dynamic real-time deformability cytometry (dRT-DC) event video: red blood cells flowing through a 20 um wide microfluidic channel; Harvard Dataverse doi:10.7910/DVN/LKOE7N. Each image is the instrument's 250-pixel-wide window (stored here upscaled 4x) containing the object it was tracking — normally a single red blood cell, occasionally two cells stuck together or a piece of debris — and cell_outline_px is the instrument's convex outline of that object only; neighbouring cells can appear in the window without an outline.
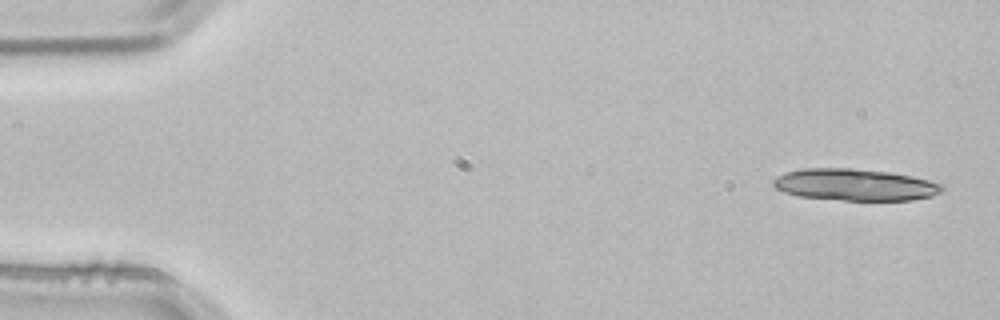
{"species": "common noctule bat (a hibernating species)", "species_latin": "Nyctalus noctula", "temperature_condition": "room temperature", "stored_images_in_passage": 4, "camera_frame_rate_fps": 3000, "um_per_image_px": 0.085, "animal": {"sex": "male", "body_mass_g": 21.5, "forearm_length_mm": 52.0}, "frame": {"image": 1, "passage_image": 1, "time_ms": 0.0, "image_size_px": [1000, 320], "cell_outline_px": [[944, 188], [940, 192], [932, 196], [912, 200], [844, 200], [796, 196], [784, 192], [776, 188], [772, 184], [772, 180], [776, 176], [784, 172], [804, 168], [852, 168], [888, 172], [912, 176], [944, 184]], "centroid_in_image_um": [72.64, 15.7], "position_along_channel_um": 12.4, "area_um2": 31.39}}
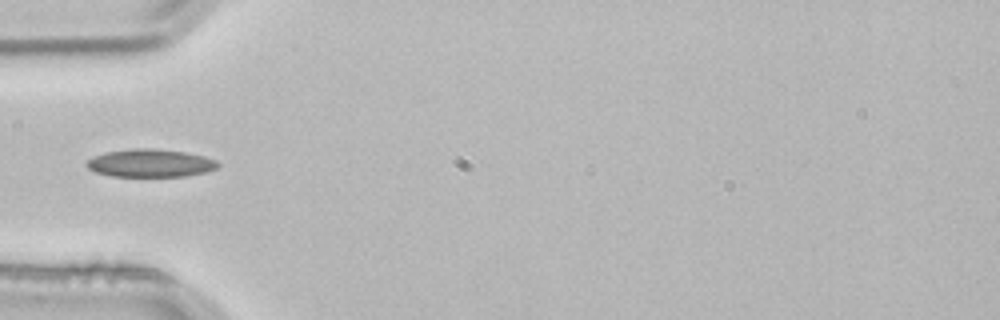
{"frame": {"image": 2, "passage_image": 4, "time_ms": 1.0, "image_size_px": [1000, 320], "cell_outline_px": [[220, 164], [216, 168], [208, 172], [184, 176], [112, 176], [96, 172], [88, 168], [84, 164], [92, 156], [104, 152], [132, 148], [152, 148], [184, 152], [204, 156], [216, 160]], "centroid_in_image_um": [12.76, 13.86], "position_along_channel_um": 72.2, "area_um2": 21.44}}